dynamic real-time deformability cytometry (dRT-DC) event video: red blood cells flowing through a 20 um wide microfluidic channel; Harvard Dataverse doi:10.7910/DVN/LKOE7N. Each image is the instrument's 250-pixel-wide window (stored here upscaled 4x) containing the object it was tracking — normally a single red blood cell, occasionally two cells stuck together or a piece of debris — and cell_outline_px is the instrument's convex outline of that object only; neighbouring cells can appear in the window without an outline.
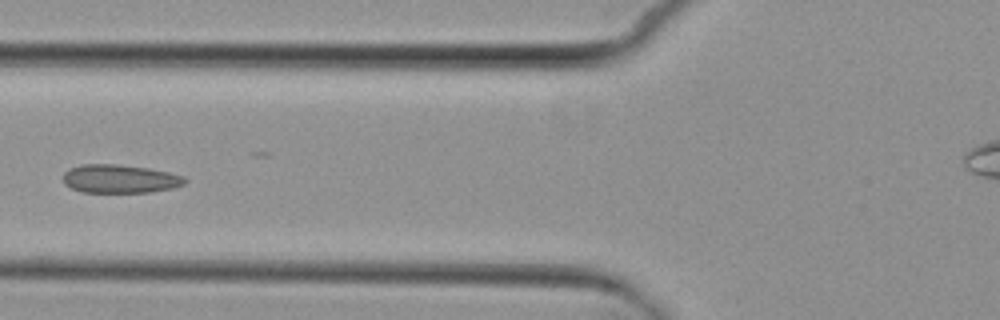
{"species": "common noctule bat (a hibernating species)", "species_latin": "Nyctalus noctula", "temperature_condition": "cold", "stored_images_in_passage": 7, "segment_of_instrument_passage": [1, 2], "camera_frame_rate_fps": 3000, "um_per_image_px": 0.085, "animal": {"sex": "female", "body_mass_g": 29.2, "forearm_length_mm": 56.3}, "frame": {"image": 1, "passage_image": 5, "time_ms": 4.667, "image_size_px": [1000, 320], "cell_outline_px": [[188, 180], [184, 184], [172, 188], [152, 192], [80, 192], [64, 184], [64, 172], [68, 168], [80, 164], [116, 164], [148, 168], [168, 172], [184, 176]], "centroid_in_image_um": [10.18, 15.19], "position_along_channel_um": 115.6, "area_um2": 20.29}}
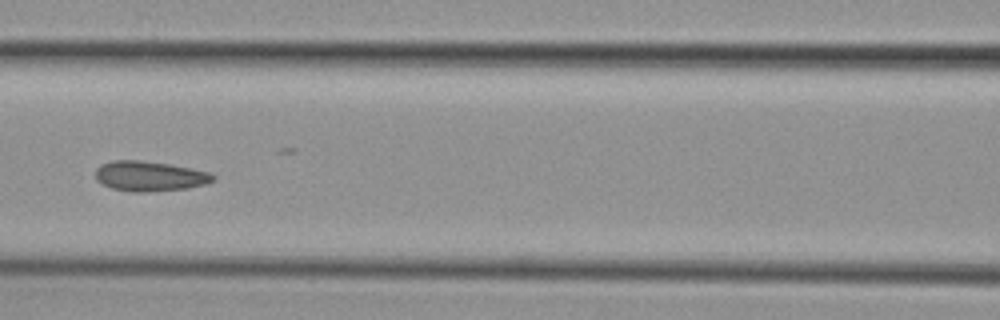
{"frame": {"image": 2, "passage_image": 6, "time_ms": 5.667, "image_size_px": [1000, 320], "cell_outline_px": [[216, 180], [208, 184], [188, 188], [148, 192], [132, 192], [112, 188], [100, 184], [96, 180], [96, 168], [100, 164], [112, 160], [140, 160], [168, 164], [192, 168], [212, 172], [216, 176]], "centroid_in_image_um": [12.75, 14.97], "position_along_channel_um": 153.9, "area_um2": 20.98}}